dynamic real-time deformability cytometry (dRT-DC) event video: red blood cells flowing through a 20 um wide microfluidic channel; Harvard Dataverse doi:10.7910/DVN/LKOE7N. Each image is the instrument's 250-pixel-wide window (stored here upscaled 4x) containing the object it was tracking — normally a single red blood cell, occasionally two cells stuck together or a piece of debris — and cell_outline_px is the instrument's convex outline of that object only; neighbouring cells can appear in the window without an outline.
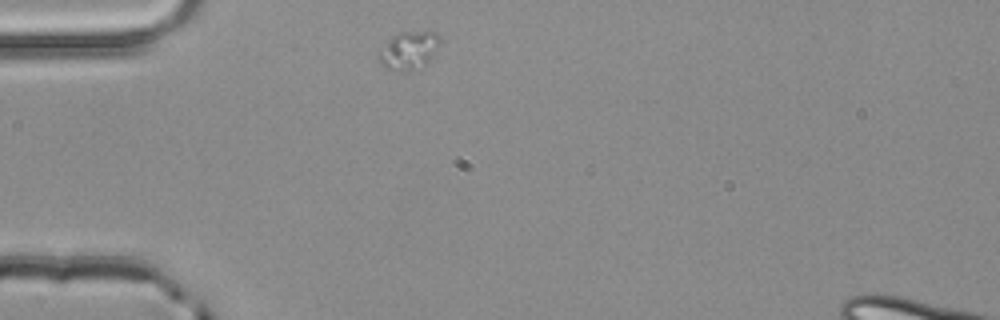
{"species": "common noctule bat (a hibernating species)", "species_latin": "Nyctalus noctula", "temperature_condition": "room temperature", "stored_images_in_passage": 4, "segment_of_instrument_passage": [2, 2], "camera_frame_rate_fps": 3000, "um_per_image_px": 0.085, "animal": {"sex": "male", "body_mass_g": 20.4}, "frame": {"image": 1, "passage_image": 4, "time_ms": 1.0, "image_size_px": [1000, 320], "cell_outline_px": [[440, 40], [428, 64], [424, 68], [408, 72], [392, 72], [384, 68], [380, 64], [376, 52], [392, 36], [400, 32], [436, 32], [440, 36]], "centroid_in_image_um": [34.69, 4.35], "position_along_channel_um": 50.3, "area_um2": 14.1}}